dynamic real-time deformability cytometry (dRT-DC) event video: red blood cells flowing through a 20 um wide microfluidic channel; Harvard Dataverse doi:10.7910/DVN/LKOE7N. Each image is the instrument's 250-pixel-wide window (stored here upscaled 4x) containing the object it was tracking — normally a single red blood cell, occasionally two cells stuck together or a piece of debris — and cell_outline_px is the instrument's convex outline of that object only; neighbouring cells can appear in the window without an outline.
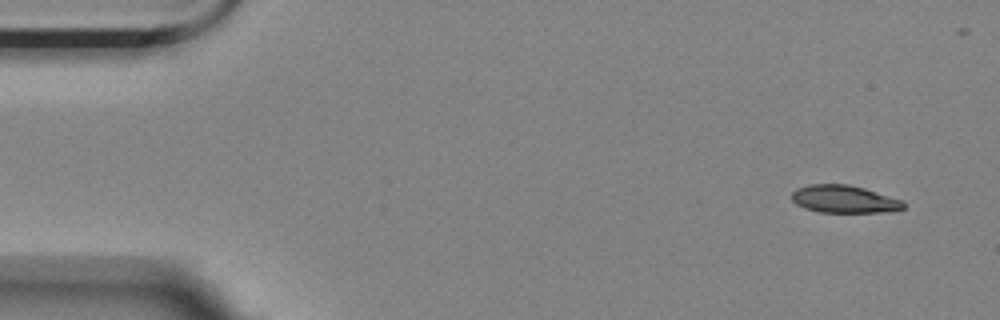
{"species": "Egyptian fruit bat (a non-hibernating species)", "species_latin": "Rousettus aegyptiacus", "temperature_condition": "room temperature", "stored_images_in_passage": 5, "camera_frame_rate_fps": 3000, "um_per_image_px": 0.085, "animal": {"sex": "female"}, "frame": {"image": 1, "passage_image": 5, "time_ms": 1.333, "image_size_px": [1000, 320], "cell_outline_px": [[904, 208], [892, 212], [820, 212], [804, 208], [796, 204], [792, 200], [792, 192], [796, 188], [808, 184], [848, 184], [864, 188], [904, 200]], "centroid_in_image_um": [71.76, 16.92], "position_along_channel_um": 13.2, "area_um2": 18.15}}